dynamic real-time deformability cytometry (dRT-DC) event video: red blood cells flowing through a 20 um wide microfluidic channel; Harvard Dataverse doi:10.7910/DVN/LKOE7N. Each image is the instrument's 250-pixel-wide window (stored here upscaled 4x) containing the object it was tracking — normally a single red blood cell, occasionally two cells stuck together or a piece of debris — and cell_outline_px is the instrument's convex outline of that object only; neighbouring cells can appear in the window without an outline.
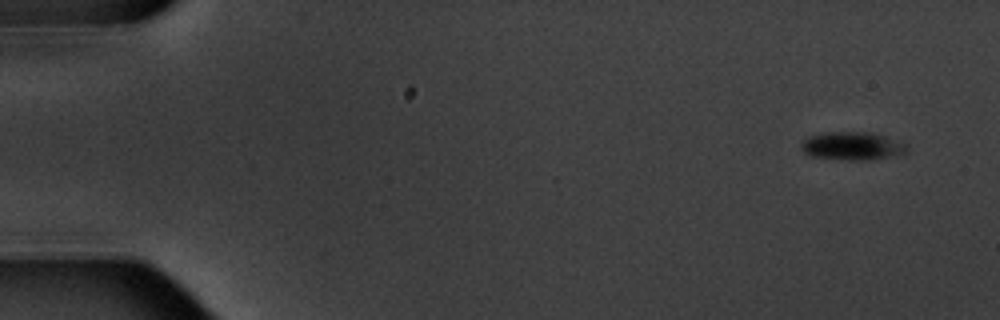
{"species": "common noctule bat (a hibernating species)", "species_latin": "Nyctalus noctula", "temperature_condition": "warm", "stored_images_in_passage": 6, "camera_frame_rate_fps": 3000, "um_per_image_px": 0.085, "animal": {"sex": "male", "body_mass_g": 20.1, "forearm_length_mm": 53.5}, "frame": {"image": 1, "passage_image": 1, "time_ms": 0.0, "image_size_px": [1000, 320], "cell_outline_px": [[908, 152], [892, 156], [864, 160], [848, 160], [812, 156], [804, 152], [804, 140], [808, 136], [828, 132], [872, 132], [908, 144]], "centroid_in_image_um": [72.51, 12.4], "position_along_channel_um": 12.5, "area_um2": 17.05}}
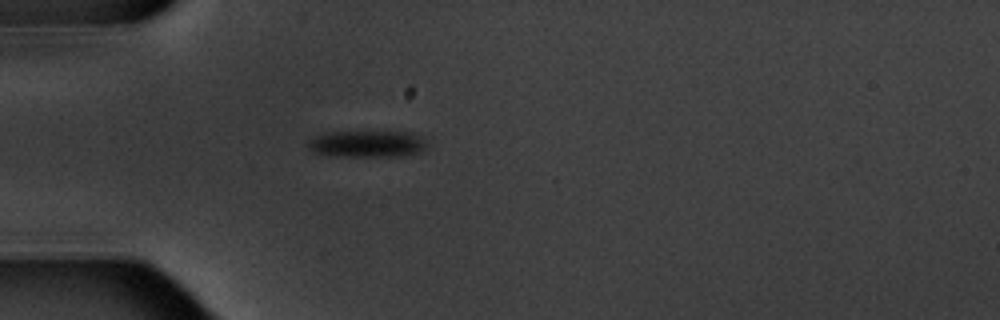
{"frame": {"image": 2, "passage_image": 5, "time_ms": 4.667, "image_size_px": [1000, 320], "cell_outline_px": [[428, 148], [420, 152], [404, 156], [336, 156], [316, 152], [308, 148], [304, 144], [308, 140], [324, 132], [408, 132], [420, 136], [428, 144]], "centroid_in_image_um": [31.22, 12.23], "position_along_channel_um": 53.8, "area_um2": 18.61}}